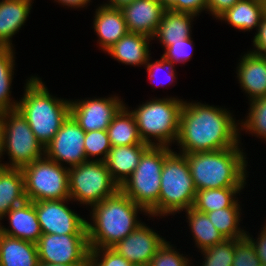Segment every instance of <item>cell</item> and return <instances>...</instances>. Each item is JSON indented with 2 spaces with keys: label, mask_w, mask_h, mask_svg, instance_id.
Instances as JSON below:
<instances>
[{
  "label": "cell",
  "mask_w": 266,
  "mask_h": 266,
  "mask_svg": "<svg viewBox=\"0 0 266 266\" xmlns=\"http://www.w3.org/2000/svg\"><path fill=\"white\" fill-rule=\"evenodd\" d=\"M32 0L0 1V48H12L11 38L24 25Z\"/></svg>",
  "instance_id": "44dd1931"
},
{
  "label": "cell",
  "mask_w": 266,
  "mask_h": 266,
  "mask_svg": "<svg viewBox=\"0 0 266 266\" xmlns=\"http://www.w3.org/2000/svg\"><path fill=\"white\" fill-rule=\"evenodd\" d=\"M6 215L11 229L0 225V233L35 244L38 242L42 232L32 201L26 200L14 206Z\"/></svg>",
  "instance_id": "e0dca14e"
},
{
  "label": "cell",
  "mask_w": 266,
  "mask_h": 266,
  "mask_svg": "<svg viewBox=\"0 0 266 266\" xmlns=\"http://www.w3.org/2000/svg\"><path fill=\"white\" fill-rule=\"evenodd\" d=\"M186 212L196 242L195 245L198 248L204 250L225 240L223 235L211 223L207 214L198 212L194 208H189Z\"/></svg>",
  "instance_id": "f1b7e54d"
},
{
  "label": "cell",
  "mask_w": 266,
  "mask_h": 266,
  "mask_svg": "<svg viewBox=\"0 0 266 266\" xmlns=\"http://www.w3.org/2000/svg\"><path fill=\"white\" fill-rule=\"evenodd\" d=\"M120 10L129 32L153 39L167 8L159 0H135Z\"/></svg>",
  "instance_id": "2e32d148"
},
{
  "label": "cell",
  "mask_w": 266,
  "mask_h": 266,
  "mask_svg": "<svg viewBox=\"0 0 266 266\" xmlns=\"http://www.w3.org/2000/svg\"><path fill=\"white\" fill-rule=\"evenodd\" d=\"M241 124L246 132L249 131L266 140V96L251 100L247 119Z\"/></svg>",
  "instance_id": "d6a6232c"
},
{
  "label": "cell",
  "mask_w": 266,
  "mask_h": 266,
  "mask_svg": "<svg viewBox=\"0 0 266 266\" xmlns=\"http://www.w3.org/2000/svg\"><path fill=\"white\" fill-rule=\"evenodd\" d=\"M1 156H2V113H0V158Z\"/></svg>",
  "instance_id": "c3c4849f"
},
{
  "label": "cell",
  "mask_w": 266,
  "mask_h": 266,
  "mask_svg": "<svg viewBox=\"0 0 266 266\" xmlns=\"http://www.w3.org/2000/svg\"><path fill=\"white\" fill-rule=\"evenodd\" d=\"M173 62L169 61L167 59H165L164 57H161L160 60H156L154 63H150L148 62L146 64L147 67V72L149 75V78L152 79L153 81H157V79L159 78L158 75H156L159 71L161 70H165L166 68L168 69L167 74V81L172 82L173 79H175L176 75H175V71H174V66H173ZM166 69V70H167ZM166 77V76H165ZM157 78V79H156ZM160 83V85L162 86V81H158Z\"/></svg>",
  "instance_id": "ab89813d"
},
{
  "label": "cell",
  "mask_w": 266,
  "mask_h": 266,
  "mask_svg": "<svg viewBox=\"0 0 266 266\" xmlns=\"http://www.w3.org/2000/svg\"><path fill=\"white\" fill-rule=\"evenodd\" d=\"M232 266H261L252 244L246 239H241L234 249Z\"/></svg>",
  "instance_id": "d590c367"
},
{
  "label": "cell",
  "mask_w": 266,
  "mask_h": 266,
  "mask_svg": "<svg viewBox=\"0 0 266 266\" xmlns=\"http://www.w3.org/2000/svg\"><path fill=\"white\" fill-rule=\"evenodd\" d=\"M266 13V4L262 0H240L227 9L217 19L227 21L239 30H251L259 27Z\"/></svg>",
  "instance_id": "d4e9b609"
},
{
  "label": "cell",
  "mask_w": 266,
  "mask_h": 266,
  "mask_svg": "<svg viewBox=\"0 0 266 266\" xmlns=\"http://www.w3.org/2000/svg\"><path fill=\"white\" fill-rule=\"evenodd\" d=\"M241 239H225L223 242L210 246L201 252L205 256L202 266H232L235 245Z\"/></svg>",
  "instance_id": "1f68e13d"
},
{
  "label": "cell",
  "mask_w": 266,
  "mask_h": 266,
  "mask_svg": "<svg viewBox=\"0 0 266 266\" xmlns=\"http://www.w3.org/2000/svg\"><path fill=\"white\" fill-rule=\"evenodd\" d=\"M240 0H207V10L210 11L215 18H218L227 9H230Z\"/></svg>",
  "instance_id": "7bdbcfd3"
},
{
  "label": "cell",
  "mask_w": 266,
  "mask_h": 266,
  "mask_svg": "<svg viewBox=\"0 0 266 266\" xmlns=\"http://www.w3.org/2000/svg\"><path fill=\"white\" fill-rule=\"evenodd\" d=\"M127 109L124 105L107 128L111 147L146 144L140 138L133 114Z\"/></svg>",
  "instance_id": "4316f807"
},
{
  "label": "cell",
  "mask_w": 266,
  "mask_h": 266,
  "mask_svg": "<svg viewBox=\"0 0 266 266\" xmlns=\"http://www.w3.org/2000/svg\"><path fill=\"white\" fill-rule=\"evenodd\" d=\"M133 1H135V0H110L109 3H107L105 5L112 7V8L121 9L122 7L132 3Z\"/></svg>",
  "instance_id": "f6af8a7d"
},
{
  "label": "cell",
  "mask_w": 266,
  "mask_h": 266,
  "mask_svg": "<svg viewBox=\"0 0 266 266\" xmlns=\"http://www.w3.org/2000/svg\"><path fill=\"white\" fill-rule=\"evenodd\" d=\"M192 43L193 41L191 40V37L178 40V42L173 43L165 48V52L162 57L169 61H172L173 63H184L188 61V59L190 60V57L192 55V51L190 49H193Z\"/></svg>",
  "instance_id": "8d00e7d4"
},
{
  "label": "cell",
  "mask_w": 266,
  "mask_h": 266,
  "mask_svg": "<svg viewBox=\"0 0 266 266\" xmlns=\"http://www.w3.org/2000/svg\"><path fill=\"white\" fill-rule=\"evenodd\" d=\"M172 152L167 146H150L141 156L134 172L120 190L149 215H159L161 172L165 158Z\"/></svg>",
  "instance_id": "5b68a950"
},
{
  "label": "cell",
  "mask_w": 266,
  "mask_h": 266,
  "mask_svg": "<svg viewBox=\"0 0 266 266\" xmlns=\"http://www.w3.org/2000/svg\"><path fill=\"white\" fill-rule=\"evenodd\" d=\"M166 8H168L175 0H159Z\"/></svg>",
  "instance_id": "681fc988"
},
{
  "label": "cell",
  "mask_w": 266,
  "mask_h": 266,
  "mask_svg": "<svg viewBox=\"0 0 266 266\" xmlns=\"http://www.w3.org/2000/svg\"><path fill=\"white\" fill-rule=\"evenodd\" d=\"M184 101L181 99H152L136 110L130 111L136 121L141 140L150 146H167L177 141L180 113ZM152 136L158 141L152 142Z\"/></svg>",
  "instance_id": "8992f818"
},
{
  "label": "cell",
  "mask_w": 266,
  "mask_h": 266,
  "mask_svg": "<svg viewBox=\"0 0 266 266\" xmlns=\"http://www.w3.org/2000/svg\"><path fill=\"white\" fill-rule=\"evenodd\" d=\"M6 150L11 162L0 163L5 168L22 169L44 156V146L17 109L2 113V154Z\"/></svg>",
  "instance_id": "ba28073f"
},
{
  "label": "cell",
  "mask_w": 266,
  "mask_h": 266,
  "mask_svg": "<svg viewBox=\"0 0 266 266\" xmlns=\"http://www.w3.org/2000/svg\"><path fill=\"white\" fill-rule=\"evenodd\" d=\"M84 139L85 131L69 115L54 138L44 147V156L60 165L62 162L69 163L70 167L82 164L88 161Z\"/></svg>",
  "instance_id": "7c38bea8"
},
{
  "label": "cell",
  "mask_w": 266,
  "mask_h": 266,
  "mask_svg": "<svg viewBox=\"0 0 266 266\" xmlns=\"http://www.w3.org/2000/svg\"><path fill=\"white\" fill-rule=\"evenodd\" d=\"M85 266H101L90 254L87 257Z\"/></svg>",
  "instance_id": "bcb514c9"
},
{
  "label": "cell",
  "mask_w": 266,
  "mask_h": 266,
  "mask_svg": "<svg viewBox=\"0 0 266 266\" xmlns=\"http://www.w3.org/2000/svg\"><path fill=\"white\" fill-rule=\"evenodd\" d=\"M239 146L184 154L196 190L244 187L246 157Z\"/></svg>",
  "instance_id": "3957f363"
},
{
  "label": "cell",
  "mask_w": 266,
  "mask_h": 266,
  "mask_svg": "<svg viewBox=\"0 0 266 266\" xmlns=\"http://www.w3.org/2000/svg\"><path fill=\"white\" fill-rule=\"evenodd\" d=\"M149 147V144H136L111 148L105 163L112 179L119 186L134 172L141 156Z\"/></svg>",
  "instance_id": "ffe728a7"
},
{
  "label": "cell",
  "mask_w": 266,
  "mask_h": 266,
  "mask_svg": "<svg viewBox=\"0 0 266 266\" xmlns=\"http://www.w3.org/2000/svg\"><path fill=\"white\" fill-rule=\"evenodd\" d=\"M237 126L231 113L225 109L184 102L177 138L181 154L235 147L239 145Z\"/></svg>",
  "instance_id": "6da1fadb"
},
{
  "label": "cell",
  "mask_w": 266,
  "mask_h": 266,
  "mask_svg": "<svg viewBox=\"0 0 266 266\" xmlns=\"http://www.w3.org/2000/svg\"><path fill=\"white\" fill-rule=\"evenodd\" d=\"M16 109L45 147L70 115V101L52 97L42 80L31 76Z\"/></svg>",
  "instance_id": "277c9868"
},
{
  "label": "cell",
  "mask_w": 266,
  "mask_h": 266,
  "mask_svg": "<svg viewBox=\"0 0 266 266\" xmlns=\"http://www.w3.org/2000/svg\"><path fill=\"white\" fill-rule=\"evenodd\" d=\"M159 194V216L193 207L196 188L184 154L171 152L164 160Z\"/></svg>",
  "instance_id": "52a82bcc"
},
{
  "label": "cell",
  "mask_w": 266,
  "mask_h": 266,
  "mask_svg": "<svg viewBox=\"0 0 266 266\" xmlns=\"http://www.w3.org/2000/svg\"><path fill=\"white\" fill-rule=\"evenodd\" d=\"M36 245L45 264H86L90 253L87 234H42Z\"/></svg>",
  "instance_id": "8fae6325"
},
{
  "label": "cell",
  "mask_w": 266,
  "mask_h": 266,
  "mask_svg": "<svg viewBox=\"0 0 266 266\" xmlns=\"http://www.w3.org/2000/svg\"><path fill=\"white\" fill-rule=\"evenodd\" d=\"M101 253H103L101 255ZM101 266H132L133 264L112 248H90L89 253ZM101 255V256H100ZM102 257L100 260L99 258Z\"/></svg>",
  "instance_id": "74e56055"
},
{
  "label": "cell",
  "mask_w": 266,
  "mask_h": 266,
  "mask_svg": "<svg viewBox=\"0 0 266 266\" xmlns=\"http://www.w3.org/2000/svg\"><path fill=\"white\" fill-rule=\"evenodd\" d=\"M240 207H228L206 213L214 227L225 239H244L246 231L238 227Z\"/></svg>",
  "instance_id": "f546056e"
},
{
  "label": "cell",
  "mask_w": 266,
  "mask_h": 266,
  "mask_svg": "<svg viewBox=\"0 0 266 266\" xmlns=\"http://www.w3.org/2000/svg\"><path fill=\"white\" fill-rule=\"evenodd\" d=\"M132 266H150L149 264H133Z\"/></svg>",
  "instance_id": "f907efd6"
},
{
  "label": "cell",
  "mask_w": 266,
  "mask_h": 266,
  "mask_svg": "<svg viewBox=\"0 0 266 266\" xmlns=\"http://www.w3.org/2000/svg\"><path fill=\"white\" fill-rule=\"evenodd\" d=\"M165 239L143 223L111 248L132 264H150Z\"/></svg>",
  "instance_id": "9a60e30c"
},
{
  "label": "cell",
  "mask_w": 266,
  "mask_h": 266,
  "mask_svg": "<svg viewBox=\"0 0 266 266\" xmlns=\"http://www.w3.org/2000/svg\"><path fill=\"white\" fill-rule=\"evenodd\" d=\"M37 245L0 233V266H38Z\"/></svg>",
  "instance_id": "603a6c76"
},
{
  "label": "cell",
  "mask_w": 266,
  "mask_h": 266,
  "mask_svg": "<svg viewBox=\"0 0 266 266\" xmlns=\"http://www.w3.org/2000/svg\"><path fill=\"white\" fill-rule=\"evenodd\" d=\"M92 207L93 224H86L89 248H111L141 225L139 210L148 213L120 189Z\"/></svg>",
  "instance_id": "7a4b0ae2"
},
{
  "label": "cell",
  "mask_w": 266,
  "mask_h": 266,
  "mask_svg": "<svg viewBox=\"0 0 266 266\" xmlns=\"http://www.w3.org/2000/svg\"><path fill=\"white\" fill-rule=\"evenodd\" d=\"M120 186L112 179L105 161L88 160L69 168L70 201L94 206L114 195Z\"/></svg>",
  "instance_id": "30bf717a"
},
{
  "label": "cell",
  "mask_w": 266,
  "mask_h": 266,
  "mask_svg": "<svg viewBox=\"0 0 266 266\" xmlns=\"http://www.w3.org/2000/svg\"><path fill=\"white\" fill-rule=\"evenodd\" d=\"M57 2L61 3L62 5H67L69 7H84L87 5L90 0H58Z\"/></svg>",
  "instance_id": "ee69618b"
},
{
  "label": "cell",
  "mask_w": 266,
  "mask_h": 266,
  "mask_svg": "<svg viewBox=\"0 0 266 266\" xmlns=\"http://www.w3.org/2000/svg\"><path fill=\"white\" fill-rule=\"evenodd\" d=\"M26 200L22 170L0 166V220Z\"/></svg>",
  "instance_id": "cb8c5ba5"
},
{
  "label": "cell",
  "mask_w": 266,
  "mask_h": 266,
  "mask_svg": "<svg viewBox=\"0 0 266 266\" xmlns=\"http://www.w3.org/2000/svg\"><path fill=\"white\" fill-rule=\"evenodd\" d=\"M21 170L27 200L36 202L70 199L69 168L43 156Z\"/></svg>",
  "instance_id": "9c48e42d"
},
{
  "label": "cell",
  "mask_w": 266,
  "mask_h": 266,
  "mask_svg": "<svg viewBox=\"0 0 266 266\" xmlns=\"http://www.w3.org/2000/svg\"><path fill=\"white\" fill-rule=\"evenodd\" d=\"M150 39L152 40L143 34L128 32L106 52L127 65H146L150 59Z\"/></svg>",
  "instance_id": "7402d4cb"
},
{
  "label": "cell",
  "mask_w": 266,
  "mask_h": 266,
  "mask_svg": "<svg viewBox=\"0 0 266 266\" xmlns=\"http://www.w3.org/2000/svg\"><path fill=\"white\" fill-rule=\"evenodd\" d=\"M14 52L12 48H0V113L15 110L18 102H11L10 87L14 70Z\"/></svg>",
  "instance_id": "4dcf8cb0"
},
{
  "label": "cell",
  "mask_w": 266,
  "mask_h": 266,
  "mask_svg": "<svg viewBox=\"0 0 266 266\" xmlns=\"http://www.w3.org/2000/svg\"><path fill=\"white\" fill-rule=\"evenodd\" d=\"M38 266H85V264H45L39 262Z\"/></svg>",
  "instance_id": "7dc6e473"
},
{
  "label": "cell",
  "mask_w": 266,
  "mask_h": 266,
  "mask_svg": "<svg viewBox=\"0 0 266 266\" xmlns=\"http://www.w3.org/2000/svg\"><path fill=\"white\" fill-rule=\"evenodd\" d=\"M124 105L117 96L70 101V115L85 132L107 130Z\"/></svg>",
  "instance_id": "5bb4252c"
},
{
  "label": "cell",
  "mask_w": 266,
  "mask_h": 266,
  "mask_svg": "<svg viewBox=\"0 0 266 266\" xmlns=\"http://www.w3.org/2000/svg\"><path fill=\"white\" fill-rule=\"evenodd\" d=\"M84 148L87 160L90 156L100 155L103 157L95 160L105 161L112 148L107 130L85 132Z\"/></svg>",
  "instance_id": "836d02e7"
},
{
  "label": "cell",
  "mask_w": 266,
  "mask_h": 266,
  "mask_svg": "<svg viewBox=\"0 0 266 266\" xmlns=\"http://www.w3.org/2000/svg\"><path fill=\"white\" fill-rule=\"evenodd\" d=\"M257 30L258 31L253 40V45L256 47V50L250 52L257 55H264L266 53V13L264 14Z\"/></svg>",
  "instance_id": "60d3db41"
},
{
  "label": "cell",
  "mask_w": 266,
  "mask_h": 266,
  "mask_svg": "<svg viewBox=\"0 0 266 266\" xmlns=\"http://www.w3.org/2000/svg\"><path fill=\"white\" fill-rule=\"evenodd\" d=\"M237 69L239 83L249 94L250 101L266 96V58L263 55L245 54Z\"/></svg>",
  "instance_id": "ac0fdd59"
},
{
  "label": "cell",
  "mask_w": 266,
  "mask_h": 266,
  "mask_svg": "<svg viewBox=\"0 0 266 266\" xmlns=\"http://www.w3.org/2000/svg\"><path fill=\"white\" fill-rule=\"evenodd\" d=\"M205 9H207V0H175L167 8L173 12L191 13L196 16Z\"/></svg>",
  "instance_id": "f35d334b"
},
{
  "label": "cell",
  "mask_w": 266,
  "mask_h": 266,
  "mask_svg": "<svg viewBox=\"0 0 266 266\" xmlns=\"http://www.w3.org/2000/svg\"><path fill=\"white\" fill-rule=\"evenodd\" d=\"M194 14L166 10L153 38L157 37L166 48L178 40L191 37V21Z\"/></svg>",
  "instance_id": "484cf974"
},
{
  "label": "cell",
  "mask_w": 266,
  "mask_h": 266,
  "mask_svg": "<svg viewBox=\"0 0 266 266\" xmlns=\"http://www.w3.org/2000/svg\"><path fill=\"white\" fill-rule=\"evenodd\" d=\"M150 266H190L188 258L180 255L165 241L151 259Z\"/></svg>",
  "instance_id": "e575fe53"
},
{
  "label": "cell",
  "mask_w": 266,
  "mask_h": 266,
  "mask_svg": "<svg viewBox=\"0 0 266 266\" xmlns=\"http://www.w3.org/2000/svg\"><path fill=\"white\" fill-rule=\"evenodd\" d=\"M242 188L244 187L198 190L192 208L206 214L223 208L240 207L238 200H235L233 196L239 193Z\"/></svg>",
  "instance_id": "83f0119b"
},
{
  "label": "cell",
  "mask_w": 266,
  "mask_h": 266,
  "mask_svg": "<svg viewBox=\"0 0 266 266\" xmlns=\"http://www.w3.org/2000/svg\"><path fill=\"white\" fill-rule=\"evenodd\" d=\"M245 238L252 244L255 249L256 255L260 259V263H266V225L261 230L259 238L255 241L253 240L250 235L246 234Z\"/></svg>",
  "instance_id": "b9f144b4"
},
{
  "label": "cell",
  "mask_w": 266,
  "mask_h": 266,
  "mask_svg": "<svg viewBox=\"0 0 266 266\" xmlns=\"http://www.w3.org/2000/svg\"><path fill=\"white\" fill-rule=\"evenodd\" d=\"M68 200L33 202L42 234H87V221L64 204Z\"/></svg>",
  "instance_id": "4fadbf2b"
},
{
  "label": "cell",
  "mask_w": 266,
  "mask_h": 266,
  "mask_svg": "<svg viewBox=\"0 0 266 266\" xmlns=\"http://www.w3.org/2000/svg\"><path fill=\"white\" fill-rule=\"evenodd\" d=\"M93 27L104 51L129 32L121 10L105 4L96 9Z\"/></svg>",
  "instance_id": "d6986e66"
}]
</instances>
